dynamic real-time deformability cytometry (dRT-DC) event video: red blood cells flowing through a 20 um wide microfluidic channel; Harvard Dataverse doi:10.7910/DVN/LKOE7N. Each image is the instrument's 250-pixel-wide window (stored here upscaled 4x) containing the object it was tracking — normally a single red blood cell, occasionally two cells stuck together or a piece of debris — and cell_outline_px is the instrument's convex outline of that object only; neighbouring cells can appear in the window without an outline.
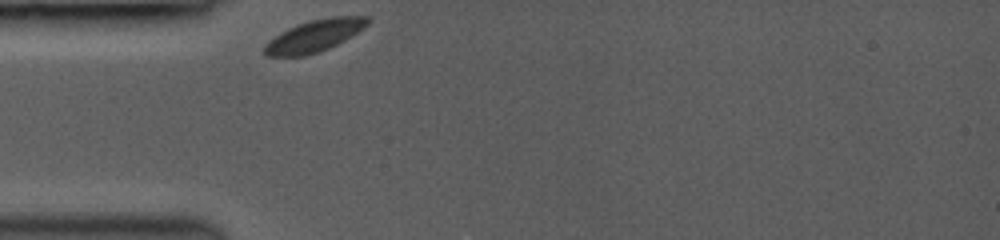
{"species": "common noctule bat (a hibernating species)", "species_latin": "Nyctalus noctula", "temperature_condition": "room temperature", "stored_images_in_passage": 8, "camera_frame_rate_fps": 3000, "um_per_image_px": 0.085, "animal": {"sex": "female", "body_mass_g": 19.0, "forearm_length_mm": 53.3}, "frame": {"image": 1, "passage_image": 1, "time_ms": 0.0, "image_size_px": [1000, 240], "cell_outline_px": [[368, 24], [364, 28], [344, 40], [320, 52], [304, 56], [264, 56], [264, 44], [280, 32], [296, 24], [308, 20], [328, 16], [368, 16]], "centroid_in_image_um": [26.7, 3.03], "position_along_channel_um": 58.3, "area_um2": 19.31}}
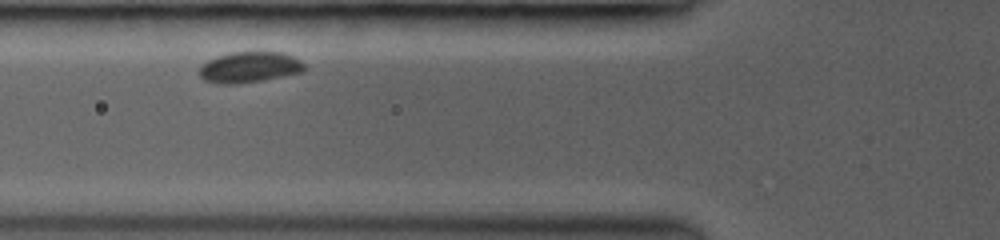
{"frame": {"image": 2, "passage_image": 4, "time_ms": 1.333, "image_size_px": [1000, 240], "cell_outline_px": [[304, 72], [264, 80], [240, 84], [220, 84], [204, 80], [200, 76], [200, 64], [216, 56], [232, 52], [284, 52], [300, 60], [304, 64]], "centroid_in_image_um": [21.2, 5.72], "position_along_channel_um": 104.6, "area_um2": 19.07}}
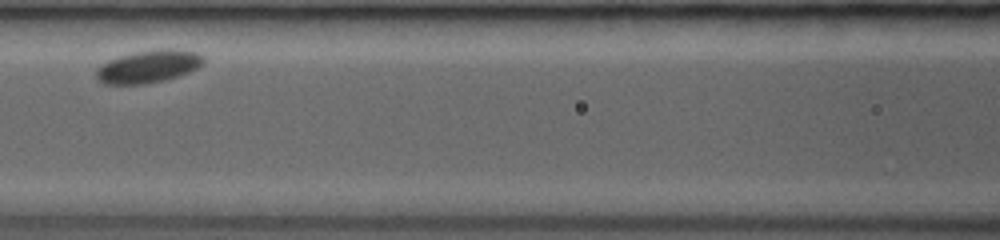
{"frame": {"image": 3, "passage_image": 7, "time_ms": 2.667, "image_size_px": [1000, 240], "cell_outline_px": [[204, 64], [188, 72], [164, 80], [144, 84], [104, 84], [96, 76], [96, 68], [100, 64], [108, 60], [132, 52], [160, 48], [172, 48], [196, 52], [204, 56]], "centroid_in_image_um": [12.61, 5.63], "position_along_channel_um": 154.0, "area_um2": 20.52}}